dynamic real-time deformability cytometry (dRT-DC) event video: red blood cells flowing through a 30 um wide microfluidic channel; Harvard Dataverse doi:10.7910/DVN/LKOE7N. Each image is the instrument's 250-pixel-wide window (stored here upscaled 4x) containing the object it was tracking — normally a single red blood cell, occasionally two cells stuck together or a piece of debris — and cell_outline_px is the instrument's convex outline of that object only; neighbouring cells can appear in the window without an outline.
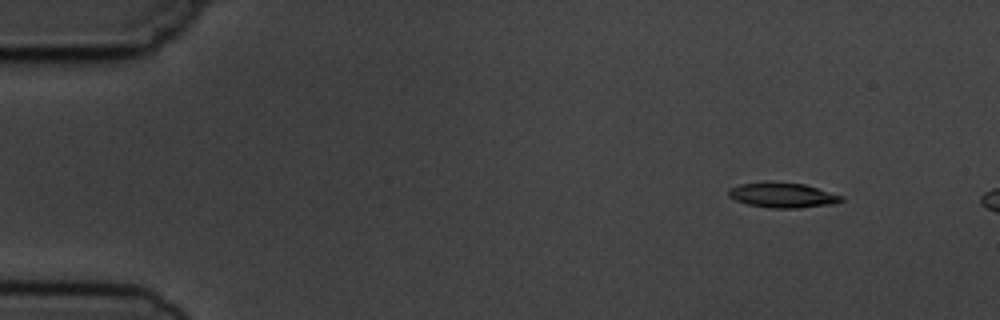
{"species": "common noctule bat (a hibernating species)", "species_latin": "Nyctalus noctula", "temperature_condition": "cold", "stored_images_in_passage": 3, "camera_frame_rate_fps": 3000, "um_per_image_px": 0.085, "animal": {"sex": "male", "body_mass_g": 19.5, "forearm_length_mm": 54.6}, "frame": {"image": 1, "passage_image": 2, "time_ms": 1.333, "image_size_px": [1000, 320], "cell_outline_px": [[844, 200], [836, 204], [800, 208], [772, 208], [748, 204], [736, 200], [728, 196], [728, 188], [740, 184], [804, 184], [844, 196]], "centroid_in_image_um": [66.59, 16.63], "position_along_channel_um": 18.4, "area_um2": 15.9}}